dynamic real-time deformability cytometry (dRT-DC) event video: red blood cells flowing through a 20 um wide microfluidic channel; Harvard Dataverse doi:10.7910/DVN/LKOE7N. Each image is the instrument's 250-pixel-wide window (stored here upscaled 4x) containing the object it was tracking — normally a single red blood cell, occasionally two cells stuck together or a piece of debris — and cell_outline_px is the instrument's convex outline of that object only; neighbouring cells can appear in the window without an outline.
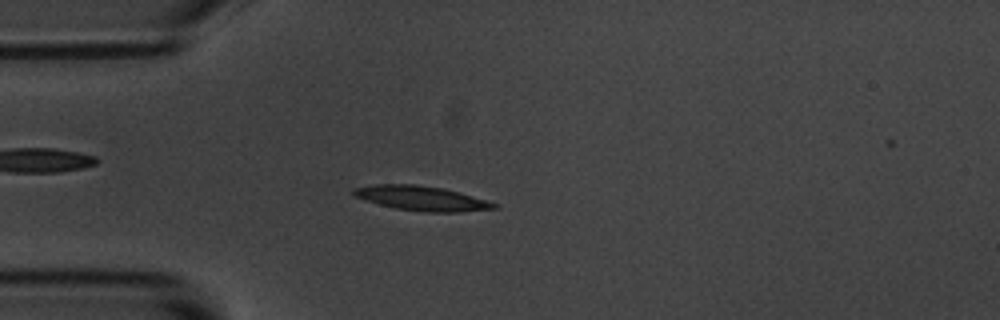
{"species": "common noctule bat (a hibernating species)", "species_latin": "Nyctalus noctula", "temperature_condition": "room temperature", "stored_images_in_passage": 54, "camera_frame_rate_fps": 3000, "um_per_image_px": 0.085, "animal": {"sex": "male", "body_mass_g": 20.1, "forearm_length_mm": 53.5}, "frame": {"image": 1, "passage_image": 14, "time_ms": 4.333, "image_size_px": [1000, 320], "cell_outline_px": [[500, 204], [496, 208], [460, 212], [424, 212], [396, 208], [380, 204], [356, 196], [352, 192], [352, 188], [376, 184], [416, 184], [444, 188], [460, 192]], "centroid_in_image_um": [35.89, 16.85], "position_along_channel_um": 49.1, "area_um2": 20.06}}
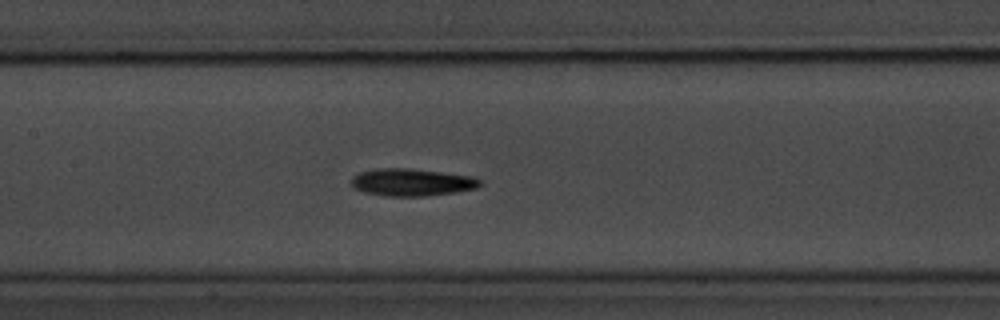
{"frame": {"image": 2, "passage_image": 25, "time_ms": 8.0, "image_size_px": [1000, 320], "cell_outline_px": [[484, 184], [476, 188], [456, 192], [428, 196], [384, 196], [364, 192], [356, 188], [352, 184], [352, 176], [360, 172], [380, 168], [408, 168], [472, 176], [484, 180]], "centroid_in_image_um": [35.06, 15.5], "position_along_channel_um": 172.3, "area_um2": 20.58}}
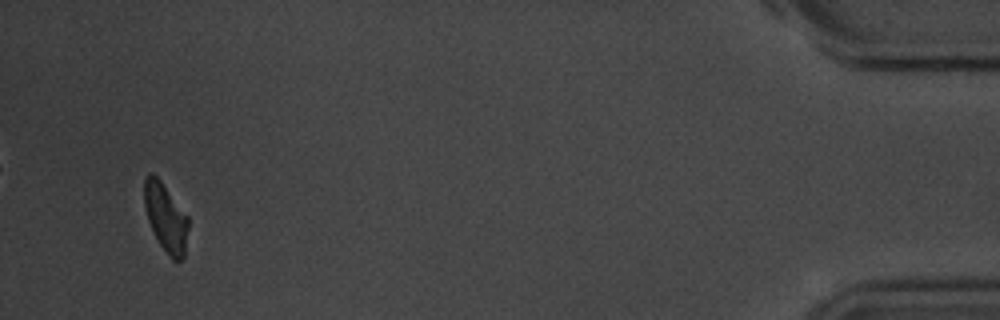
{"frame": {"image": 3, "passage_image": 52, "time_ms": 17.0, "image_size_px": [1000, 320], "cell_outline_px": [[188, 228], [184, 256], [180, 260], [172, 260], [168, 256], [160, 244], [148, 220], [144, 204], [144, 180], [148, 172], [152, 172], [160, 180], [188, 216]], "centroid_in_image_um": [14.08, 18.48], "position_along_channel_um": 421.1, "area_um2": 17.34}, "authors_computed_cell_mechanics": {"area_um2": 19.1029, "velocity_mm_per_s": 3.6431, "shape_relaxation_time_tau1_ms": 3.2309, "shape_relaxation_time_tau2_ms": null, "deformation_change_tau1": 0.1093, "deformation_change_tau2": null}}